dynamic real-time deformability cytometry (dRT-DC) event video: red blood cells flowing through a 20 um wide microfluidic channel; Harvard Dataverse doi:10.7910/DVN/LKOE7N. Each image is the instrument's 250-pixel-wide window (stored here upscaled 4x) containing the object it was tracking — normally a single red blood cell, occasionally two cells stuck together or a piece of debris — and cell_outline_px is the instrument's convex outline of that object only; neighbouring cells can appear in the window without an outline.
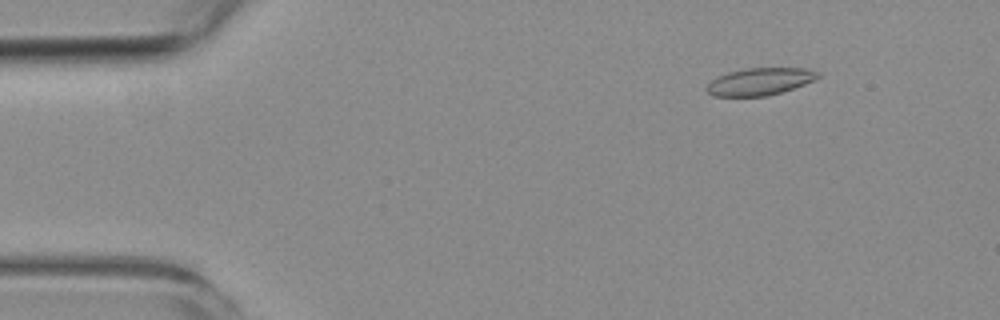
{"species": "common noctule bat (a hibernating species)", "species_latin": "Nyctalus noctula", "temperature_condition": "room temperature", "stored_images_in_passage": 5, "camera_frame_rate_fps": 3000, "um_per_image_px": 0.085, "animal": {"sex": "female", "body_mass_g": 19.3, "forearm_length_mm": 54.1}, "frame": {"image": 1, "passage_image": 1, "time_ms": 0.0, "image_size_px": [1000, 320], "cell_outline_px": [[820, 76], [816, 80], [768, 96], [712, 96], [704, 88], [712, 80], [728, 72], [748, 68], [808, 68], [820, 72]], "centroid_in_image_um": [64.61, 6.93], "position_along_channel_um": 20.4, "area_um2": 17.63}}
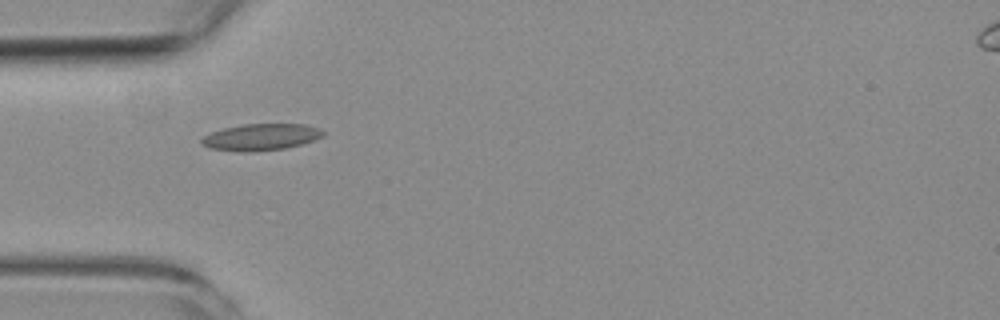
{"frame": {"image": 2, "passage_image": 4, "time_ms": 3.333, "image_size_px": [1000, 320], "cell_outline_px": [[324, 136], [300, 144], [284, 148], [252, 152], [244, 152], [208, 148], [200, 144], [200, 140], [208, 132], [224, 128], [244, 124], [308, 124], [320, 128], [324, 132]], "centroid_in_image_um": [22.14, 11.64], "position_along_channel_um": 62.9, "area_um2": 18.96}}
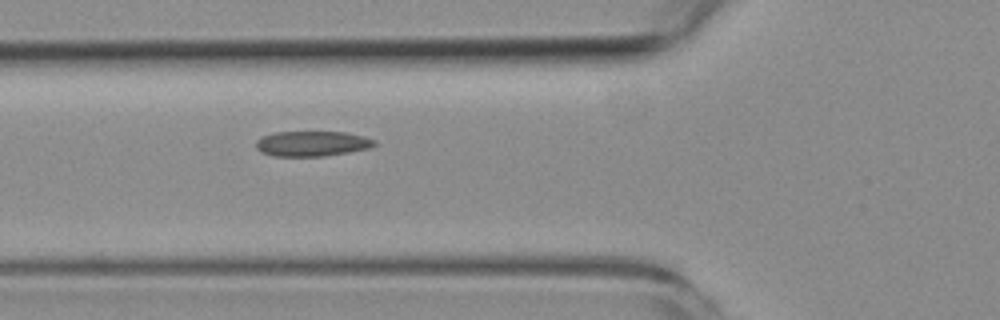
{"frame": {"image": 3, "passage_image": 5, "time_ms": 4.333, "image_size_px": [1000, 320], "cell_outline_px": [[376, 144], [368, 148], [348, 152], [324, 156], [272, 156], [260, 152], [256, 148], [256, 140], [264, 136], [276, 132], [348, 132], [364, 136], [376, 140]], "centroid_in_image_um": [26.52, 12.21], "position_along_channel_um": 99.3, "area_um2": 17.4}}